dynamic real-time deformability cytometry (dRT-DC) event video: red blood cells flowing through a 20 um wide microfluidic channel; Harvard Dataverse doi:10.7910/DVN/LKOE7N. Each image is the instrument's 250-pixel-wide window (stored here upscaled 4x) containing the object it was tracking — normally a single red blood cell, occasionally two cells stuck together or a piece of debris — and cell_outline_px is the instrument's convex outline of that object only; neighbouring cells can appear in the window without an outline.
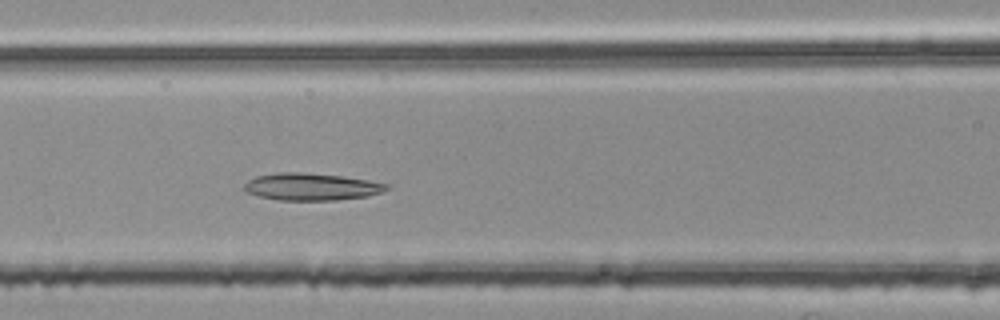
{"species": "common noctule bat (a hibernating species)", "species_latin": "Nyctalus noctula", "temperature_condition": "room temperature", "stored_images_in_passage": 43, "camera_frame_rate_fps": 3000, "um_per_image_px": 0.085, "animal": {"sex": "female", "body_mass_g": 25.1}, "frame": {"image": 1, "passage_image": 17, "time_ms": 5.333, "image_size_px": [1000, 320], "cell_outline_px": [[388, 188], [384, 192], [368, 196], [336, 200], [280, 200], [260, 196], [244, 192], [244, 184], [248, 180], [256, 176], [280, 172], [300, 172], [340, 176], [368, 180], [388, 184]], "centroid_in_image_um": [26.46, 15.87], "position_along_channel_um": 140.1, "area_um2": 22.48}}
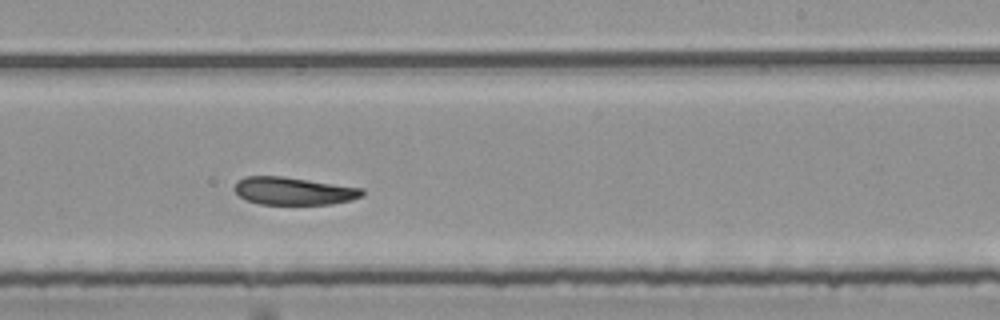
{"frame": {"image": 2, "passage_image": 27, "time_ms": 8.667, "image_size_px": [1000, 320], "cell_outline_px": [[364, 196], [352, 200], [332, 204], [260, 204], [244, 200], [232, 188], [236, 180], [244, 176], [284, 176], [364, 188]], "centroid_in_image_um": [24.94, 16.23], "position_along_channel_um": 264.1, "area_um2": 20.98}}
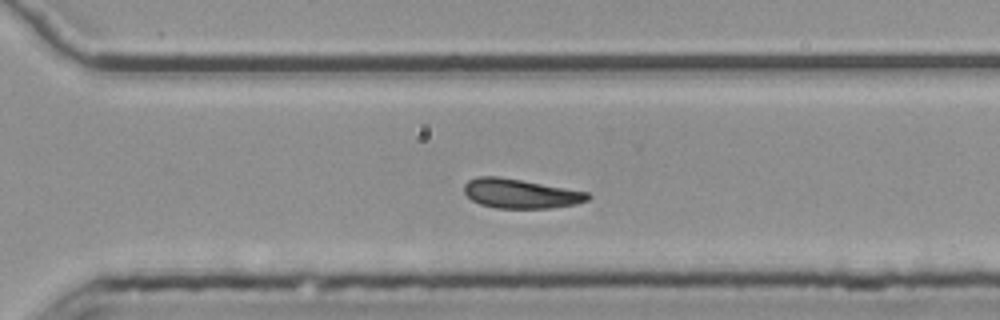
{"frame": {"image": 3, "passage_image": 32, "time_ms": 10.333, "image_size_px": [1000, 320], "cell_outline_px": [[592, 196], [588, 200], [576, 204], [552, 208], [496, 208], [480, 204], [472, 200], [464, 192], [464, 184], [468, 180], [476, 176], [500, 176], [588, 192]], "centroid_in_image_um": [44.24, 16.45], "position_along_channel_um": 326.4, "area_um2": 21.27}}